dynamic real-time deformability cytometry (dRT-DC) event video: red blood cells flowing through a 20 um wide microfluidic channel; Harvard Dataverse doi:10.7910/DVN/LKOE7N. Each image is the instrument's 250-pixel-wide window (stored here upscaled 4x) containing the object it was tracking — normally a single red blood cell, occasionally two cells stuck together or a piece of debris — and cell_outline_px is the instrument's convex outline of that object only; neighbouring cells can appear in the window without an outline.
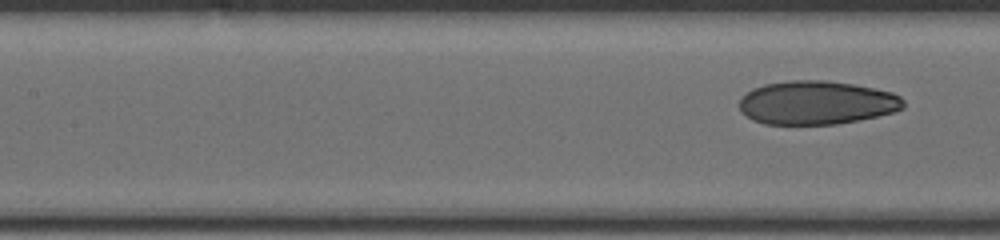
{"species": "human", "species_latin": "Homo sapiens", "temperature_condition": "cold", "stored_images_in_passage": 11, "segment_of_instrument_passage": [2, 2], "camera_frame_rate_fps": 3000, "um_per_image_px": 0.085, "donor": {"sex": "male"}, "frame": {"image": 1, "passage_image": 11, "time_ms": 6.667, "image_size_px": [1000, 240], "cell_outline_px": [[904, 108], [896, 112], [836, 124], [764, 124], [752, 120], [740, 112], [740, 96], [752, 88], [764, 84], [788, 80], [824, 80], [852, 84], [876, 88], [892, 92], [900, 96], [904, 100]], "centroid_in_image_um": [69.39, 8.72], "position_along_channel_um": 138.0, "area_um2": 42.02}}